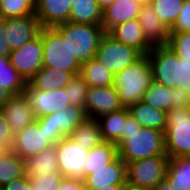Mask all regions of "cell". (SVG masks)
<instances>
[{
    "instance_id": "cell-25",
    "label": "cell",
    "mask_w": 190,
    "mask_h": 190,
    "mask_svg": "<svg viewBox=\"0 0 190 190\" xmlns=\"http://www.w3.org/2000/svg\"><path fill=\"white\" fill-rule=\"evenodd\" d=\"M103 141L120 146V137L126 120V107L96 118Z\"/></svg>"
},
{
    "instance_id": "cell-48",
    "label": "cell",
    "mask_w": 190,
    "mask_h": 190,
    "mask_svg": "<svg viewBox=\"0 0 190 190\" xmlns=\"http://www.w3.org/2000/svg\"><path fill=\"white\" fill-rule=\"evenodd\" d=\"M96 1L98 2L100 9L103 11L108 6L113 4L116 0H96Z\"/></svg>"
},
{
    "instance_id": "cell-32",
    "label": "cell",
    "mask_w": 190,
    "mask_h": 190,
    "mask_svg": "<svg viewBox=\"0 0 190 190\" xmlns=\"http://www.w3.org/2000/svg\"><path fill=\"white\" fill-rule=\"evenodd\" d=\"M26 82L12 67L10 57H0V87L11 95L22 94Z\"/></svg>"
},
{
    "instance_id": "cell-8",
    "label": "cell",
    "mask_w": 190,
    "mask_h": 190,
    "mask_svg": "<svg viewBox=\"0 0 190 190\" xmlns=\"http://www.w3.org/2000/svg\"><path fill=\"white\" fill-rule=\"evenodd\" d=\"M168 162V156H154L127 163V184L153 189L166 177Z\"/></svg>"
},
{
    "instance_id": "cell-34",
    "label": "cell",
    "mask_w": 190,
    "mask_h": 190,
    "mask_svg": "<svg viewBox=\"0 0 190 190\" xmlns=\"http://www.w3.org/2000/svg\"><path fill=\"white\" fill-rule=\"evenodd\" d=\"M184 1L185 0H153L151 6L162 24L170 30L182 10Z\"/></svg>"
},
{
    "instance_id": "cell-40",
    "label": "cell",
    "mask_w": 190,
    "mask_h": 190,
    "mask_svg": "<svg viewBox=\"0 0 190 190\" xmlns=\"http://www.w3.org/2000/svg\"><path fill=\"white\" fill-rule=\"evenodd\" d=\"M14 136L10 131L8 122L2 110H0V147L6 148L11 151Z\"/></svg>"
},
{
    "instance_id": "cell-33",
    "label": "cell",
    "mask_w": 190,
    "mask_h": 190,
    "mask_svg": "<svg viewBox=\"0 0 190 190\" xmlns=\"http://www.w3.org/2000/svg\"><path fill=\"white\" fill-rule=\"evenodd\" d=\"M142 101L153 108L168 112L173 105V88H167L153 80Z\"/></svg>"
},
{
    "instance_id": "cell-31",
    "label": "cell",
    "mask_w": 190,
    "mask_h": 190,
    "mask_svg": "<svg viewBox=\"0 0 190 190\" xmlns=\"http://www.w3.org/2000/svg\"><path fill=\"white\" fill-rule=\"evenodd\" d=\"M25 176V159L12 151H7L0 158V187Z\"/></svg>"
},
{
    "instance_id": "cell-26",
    "label": "cell",
    "mask_w": 190,
    "mask_h": 190,
    "mask_svg": "<svg viewBox=\"0 0 190 190\" xmlns=\"http://www.w3.org/2000/svg\"><path fill=\"white\" fill-rule=\"evenodd\" d=\"M118 156V147L111 142L103 141L101 144L88 150L84 165V179L105 165L112 162Z\"/></svg>"
},
{
    "instance_id": "cell-36",
    "label": "cell",
    "mask_w": 190,
    "mask_h": 190,
    "mask_svg": "<svg viewBox=\"0 0 190 190\" xmlns=\"http://www.w3.org/2000/svg\"><path fill=\"white\" fill-rule=\"evenodd\" d=\"M88 84L80 74L74 75L65 86V91L71 105H76L85 110Z\"/></svg>"
},
{
    "instance_id": "cell-20",
    "label": "cell",
    "mask_w": 190,
    "mask_h": 190,
    "mask_svg": "<svg viewBox=\"0 0 190 190\" xmlns=\"http://www.w3.org/2000/svg\"><path fill=\"white\" fill-rule=\"evenodd\" d=\"M137 20L146 40L152 46L167 45L169 30L162 24L151 5L141 6Z\"/></svg>"
},
{
    "instance_id": "cell-38",
    "label": "cell",
    "mask_w": 190,
    "mask_h": 190,
    "mask_svg": "<svg viewBox=\"0 0 190 190\" xmlns=\"http://www.w3.org/2000/svg\"><path fill=\"white\" fill-rule=\"evenodd\" d=\"M63 178L60 173L32 178L31 190H58Z\"/></svg>"
},
{
    "instance_id": "cell-13",
    "label": "cell",
    "mask_w": 190,
    "mask_h": 190,
    "mask_svg": "<svg viewBox=\"0 0 190 190\" xmlns=\"http://www.w3.org/2000/svg\"><path fill=\"white\" fill-rule=\"evenodd\" d=\"M51 146V136L34 120L14 136L11 151L26 159Z\"/></svg>"
},
{
    "instance_id": "cell-41",
    "label": "cell",
    "mask_w": 190,
    "mask_h": 190,
    "mask_svg": "<svg viewBox=\"0 0 190 190\" xmlns=\"http://www.w3.org/2000/svg\"><path fill=\"white\" fill-rule=\"evenodd\" d=\"M190 107V94L183 88H173V105L171 109Z\"/></svg>"
},
{
    "instance_id": "cell-17",
    "label": "cell",
    "mask_w": 190,
    "mask_h": 190,
    "mask_svg": "<svg viewBox=\"0 0 190 190\" xmlns=\"http://www.w3.org/2000/svg\"><path fill=\"white\" fill-rule=\"evenodd\" d=\"M86 189H100L104 186L126 185V163L117 156L112 162L103 168L95 170L85 179Z\"/></svg>"
},
{
    "instance_id": "cell-1",
    "label": "cell",
    "mask_w": 190,
    "mask_h": 190,
    "mask_svg": "<svg viewBox=\"0 0 190 190\" xmlns=\"http://www.w3.org/2000/svg\"><path fill=\"white\" fill-rule=\"evenodd\" d=\"M153 80L167 88H183L190 94V62L167 45L153 46L147 53Z\"/></svg>"
},
{
    "instance_id": "cell-47",
    "label": "cell",
    "mask_w": 190,
    "mask_h": 190,
    "mask_svg": "<svg viewBox=\"0 0 190 190\" xmlns=\"http://www.w3.org/2000/svg\"><path fill=\"white\" fill-rule=\"evenodd\" d=\"M152 190H173V189L171 188L170 182L166 178H164Z\"/></svg>"
},
{
    "instance_id": "cell-30",
    "label": "cell",
    "mask_w": 190,
    "mask_h": 190,
    "mask_svg": "<svg viewBox=\"0 0 190 190\" xmlns=\"http://www.w3.org/2000/svg\"><path fill=\"white\" fill-rule=\"evenodd\" d=\"M80 75L88 87H108L114 85V76L94 57L81 65Z\"/></svg>"
},
{
    "instance_id": "cell-2",
    "label": "cell",
    "mask_w": 190,
    "mask_h": 190,
    "mask_svg": "<svg viewBox=\"0 0 190 190\" xmlns=\"http://www.w3.org/2000/svg\"><path fill=\"white\" fill-rule=\"evenodd\" d=\"M153 81L151 65L147 55H142L137 61L114 76L120 102L123 107L143 100L146 90Z\"/></svg>"
},
{
    "instance_id": "cell-49",
    "label": "cell",
    "mask_w": 190,
    "mask_h": 190,
    "mask_svg": "<svg viewBox=\"0 0 190 190\" xmlns=\"http://www.w3.org/2000/svg\"><path fill=\"white\" fill-rule=\"evenodd\" d=\"M125 185H111V186H104L100 189H87V190H124Z\"/></svg>"
},
{
    "instance_id": "cell-28",
    "label": "cell",
    "mask_w": 190,
    "mask_h": 190,
    "mask_svg": "<svg viewBox=\"0 0 190 190\" xmlns=\"http://www.w3.org/2000/svg\"><path fill=\"white\" fill-rule=\"evenodd\" d=\"M165 178L173 190H190V156L169 158Z\"/></svg>"
},
{
    "instance_id": "cell-4",
    "label": "cell",
    "mask_w": 190,
    "mask_h": 190,
    "mask_svg": "<svg viewBox=\"0 0 190 190\" xmlns=\"http://www.w3.org/2000/svg\"><path fill=\"white\" fill-rule=\"evenodd\" d=\"M68 42L72 54L82 64L96 56L98 43L105 33L102 25L67 22L54 27Z\"/></svg>"
},
{
    "instance_id": "cell-19",
    "label": "cell",
    "mask_w": 190,
    "mask_h": 190,
    "mask_svg": "<svg viewBox=\"0 0 190 190\" xmlns=\"http://www.w3.org/2000/svg\"><path fill=\"white\" fill-rule=\"evenodd\" d=\"M118 42L131 46L142 55H147L152 49V45L146 40L143 29L137 18L117 24L108 32Z\"/></svg>"
},
{
    "instance_id": "cell-11",
    "label": "cell",
    "mask_w": 190,
    "mask_h": 190,
    "mask_svg": "<svg viewBox=\"0 0 190 190\" xmlns=\"http://www.w3.org/2000/svg\"><path fill=\"white\" fill-rule=\"evenodd\" d=\"M12 67L28 83L43 67V46L40 33L21 48L10 53Z\"/></svg>"
},
{
    "instance_id": "cell-21",
    "label": "cell",
    "mask_w": 190,
    "mask_h": 190,
    "mask_svg": "<svg viewBox=\"0 0 190 190\" xmlns=\"http://www.w3.org/2000/svg\"><path fill=\"white\" fill-rule=\"evenodd\" d=\"M141 5L135 0H116L103 10L102 26L108 32L117 24L137 18Z\"/></svg>"
},
{
    "instance_id": "cell-23",
    "label": "cell",
    "mask_w": 190,
    "mask_h": 190,
    "mask_svg": "<svg viewBox=\"0 0 190 190\" xmlns=\"http://www.w3.org/2000/svg\"><path fill=\"white\" fill-rule=\"evenodd\" d=\"M73 76L71 72L42 67L28 83L34 89L46 92L65 87Z\"/></svg>"
},
{
    "instance_id": "cell-24",
    "label": "cell",
    "mask_w": 190,
    "mask_h": 190,
    "mask_svg": "<svg viewBox=\"0 0 190 190\" xmlns=\"http://www.w3.org/2000/svg\"><path fill=\"white\" fill-rule=\"evenodd\" d=\"M128 110L142 127L165 132L167 112L153 108L144 101L130 105Z\"/></svg>"
},
{
    "instance_id": "cell-15",
    "label": "cell",
    "mask_w": 190,
    "mask_h": 190,
    "mask_svg": "<svg viewBox=\"0 0 190 190\" xmlns=\"http://www.w3.org/2000/svg\"><path fill=\"white\" fill-rule=\"evenodd\" d=\"M41 28L35 15L6 18L5 33L11 51L21 48L28 41L34 39L40 33Z\"/></svg>"
},
{
    "instance_id": "cell-10",
    "label": "cell",
    "mask_w": 190,
    "mask_h": 190,
    "mask_svg": "<svg viewBox=\"0 0 190 190\" xmlns=\"http://www.w3.org/2000/svg\"><path fill=\"white\" fill-rule=\"evenodd\" d=\"M55 146L59 173L64 178L84 180V165L88 150L69 136L61 138Z\"/></svg>"
},
{
    "instance_id": "cell-22",
    "label": "cell",
    "mask_w": 190,
    "mask_h": 190,
    "mask_svg": "<svg viewBox=\"0 0 190 190\" xmlns=\"http://www.w3.org/2000/svg\"><path fill=\"white\" fill-rule=\"evenodd\" d=\"M59 173L56 146L25 159V175L30 179Z\"/></svg>"
},
{
    "instance_id": "cell-50",
    "label": "cell",
    "mask_w": 190,
    "mask_h": 190,
    "mask_svg": "<svg viewBox=\"0 0 190 190\" xmlns=\"http://www.w3.org/2000/svg\"><path fill=\"white\" fill-rule=\"evenodd\" d=\"M124 190H152V189H148V188H137V187H133L129 184L125 185Z\"/></svg>"
},
{
    "instance_id": "cell-39",
    "label": "cell",
    "mask_w": 190,
    "mask_h": 190,
    "mask_svg": "<svg viewBox=\"0 0 190 190\" xmlns=\"http://www.w3.org/2000/svg\"><path fill=\"white\" fill-rule=\"evenodd\" d=\"M190 32V0H185L182 10L169 33Z\"/></svg>"
},
{
    "instance_id": "cell-9",
    "label": "cell",
    "mask_w": 190,
    "mask_h": 190,
    "mask_svg": "<svg viewBox=\"0 0 190 190\" xmlns=\"http://www.w3.org/2000/svg\"><path fill=\"white\" fill-rule=\"evenodd\" d=\"M86 118L83 108L70 104L61 111L35 118V120L51 136V144L55 145L61 138L69 136Z\"/></svg>"
},
{
    "instance_id": "cell-12",
    "label": "cell",
    "mask_w": 190,
    "mask_h": 190,
    "mask_svg": "<svg viewBox=\"0 0 190 190\" xmlns=\"http://www.w3.org/2000/svg\"><path fill=\"white\" fill-rule=\"evenodd\" d=\"M22 93L35 118L53 114L70 105L65 87L42 92L34 89L27 83Z\"/></svg>"
},
{
    "instance_id": "cell-14",
    "label": "cell",
    "mask_w": 190,
    "mask_h": 190,
    "mask_svg": "<svg viewBox=\"0 0 190 190\" xmlns=\"http://www.w3.org/2000/svg\"><path fill=\"white\" fill-rule=\"evenodd\" d=\"M123 105L120 102L116 88L88 87L85 103V114L87 118L96 119L101 115L121 110Z\"/></svg>"
},
{
    "instance_id": "cell-42",
    "label": "cell",
    "mask_w": 190,
    "mask_h": 190,
    "mask_svg": "<svg viewBox=\"0 0 190 190\" xmlns=\"http://www.w3.org/2000/svg\"><path fill=\"white\" fill-rule=\"evenodd\" d=\"M2 190H31L30 178L23 176L2 186Z\"/></svg>"
},
{
    "instance_id": "cell-16",
    "label": "cell",
    "mask_w": 190,
    "mask_h": 190,
    "mask_svg": "<svg viewBox=\"0 0 190 190\" xmlns=\"http://www.w3.org/2000/svg\"><path fill=\"white\" fill-rule=\"evenodd\" d=\"M72 0H35V16L42 28L69 22Z\"/></svg>"
},
{
    "instance_id": "cell-3",
    "label": "cell",
    "mask_w": 190,
    "mask_h": 190,
    "mask_svg": "<svg viewBox=\"0 0 190 190\" xmlns=\"http://www.w3.org/2000/svg\"><path fill=\"white\" fill-rule=\"evenodd\" d=\"M118 156L127 164L154 156H167L164 146V132L141 127L132 134H121Z\"/></svg>"
},
{
    "instance_id": "cell-52",
    "label": "cell",
    "mask_w": 190,
    "mask_h": 190,
    "mask_svg": "<svg viewBox=\"0 0 190 190\" xmlns=\"http://www.w3.org/2000/svg\"><path fill=\"white\" fill-rule=\"evenodd\" d=\"M8 150L4 147H0V158L7 152Z\"/></svg>"
},
{
    "instance_id": "cell-5",
    "label": "cell",
    "mask_w": 190,
    "mask_h": 190,
    "mask_svg": "<svg viewBox=\"0 0 190 190\" xmlns=\"http://www.w3.org/2000/svg\"><path fill=\"white\" fill-rule=\"evenodd\" d=\"M166 118V155L168 158L190 156V107L170 109Z\"/></svg>"
},
{
    "instance_id": "cell-44",
    "label": "cell",
    "mask_w": 190,
    "mask_h": 190,
    "mask_svg": "<svg viewBox=\"0 0 190 190\" xmlns=\"http://www.w3.org/2000/svg\"><path fill=\"white\" fill-rule=\"evenodd\" d=\"M5 33V19L0 18V57H9L11 53V49L7 44Z\"/></svg>"
},
{
    "instance_id": "cell-43",
    "label": "cell",
    "mask_w": 190,
    "mask_h": 190,
    "mask_svg": "<svg viewBox=\"0 0 190 190\" xmlns=\"http://www.w3.org/2000/svg\"><path fill=\"white\" fill-rule=\"evenodd\" d=\"M58 190H87L82 179L63 178Z\"/></svg>"
},
{
    "instance_id": "cell-18",
    "label": "cell",
    "mask_w": 190,
    "mask_h": 190,
    "mask_svg": "<svg viewBox=\"0 0 190 190\" xmlns=\"http://www.w3.org/2000/svg\"><path fill=\"white\" fill-rule=\"evenodd\" d=\"M2 111L13 136L35 120L32 109L28 105L23 93L12 95L3 105Z\"/></svg>"
},
{
    "instance_id": "cell-51",
    "label": "cell",
    "mask_w": 190,
    "mask_h": 190,
    "mask_svg": "<svg viewBox=\"0 0 190 190\" xmlns=\"http://www.w3.org/2000/svg\"><path fill=\"white\" fill-rule=\"evenodd\" d=\"M137 3H139L141 6L151 5L153 0H135Z\"/></svg>"
},
{
    "instance_id": "cell-27",
    "label": "cell",
    "mask_w": 190,
    "mask_h": 190,
    "mask_svg": "<svg viewBox=\"0 0 190 190\" xmlns=\"http://www.w3.org/2000/svg\"><path fill=\"white\" fill-rule=\"evenodd\" d=\"M102 13L96 0H72L69 22L102 25Z\"/></svg>"
},
{
    "instance_id": "cell-45",
    "label": "cell",
    "mask_w": 190,
    "mask_h": 190,
    "mask_svg": "<svg viewBox=\"0 0 190 190\" xmlns=\"http://www.w3.org/2000/svg\"><path fill=\"white\" fill-rule=\"evenodd\" d=\"M141 127L142 126L129 113L128 107H126V120L124 122V130H122V134H132L135 131H139Z\"/></svg>"
},
{
    "instance_id": "cell-35",
    "label": "cell",
    "mask_w": 190,
    "mask_h": 190,
    "mask_svg": "<svg viewBox=\"0 0 190 190\" xmlns=\"http://www.w3.org/2000/svg\"><path fill=\"white\" fill-rule=\"evenodd\" d=\"M35 15V0H0V18Z\"/></svg>"
},
{
    "instance_id": "cell-46",
    "label": "cell",
    "mask_w": 190,
    "mask_h": 190,
    "mask_svg": "<svg viewBox=\"0 0 190 190\" xmlns=\"http://www.w3.org/2000/svg\"><path fill=\"white\" fill-rule=\"evenodd\" d=\"M11 96L12 95L8 91L0 87V110H2L3 105L10 99Z\"/></svg>"
},
{
    "instance_id": "cell-6",
    "label": "cell",
    "mask_w": 190,
    "mask_h": 190,
    "mask_svg": "<svg viewBox=\"0 0 190 190\" xmlns=\"http://www.w3.org/2000/svg\"><path fill=\"white\" fill-rule=\"evenodd\" d=\"M43 67L57 68L73 75L80 74L81 63L72 54L67 41L55 28H41Z\"/></svg>"
},
{
    "instance_id": "cell-7",
    "label": "cell",
    "mask_w": 190,
    "mask_h": 190,
    "mask_svg": "<svg viewBox=\"0 0 190 190\" xmlns=\"http://www.w3.org/2000/svg\"><path fill=\"white\" fill-rule=\"evenodd\" d=\"M141 56L142 54L138 50L118 42L105 32L99 40L95 58L115 76Z\"/></svg>"
},
{
    "instance_id": "cell-37",
    "label": "cell",
    "mask_w": 190,
    "mask_h": 190,
    "mask_svg": "<svg viewBox=\"0 0 190 190\" xmlns=\"http://www.w3.org/2000/svg\"><path fill=\"white\" fill-rule=\"evenodd\" d=\"M167 46L190 62V32L169 33Z\"/></svg>"
},
{
    "instance_id": "cell-29",
    "label": "cell",
    "mask_w": 190,
    "mask_h": 190,
    "mask_svg": "<svg viewBox=\"0 0 190 190\" xmlns=\"http://www.w3.org/2000/svg\"><path fill=\"white\" fill-rule=\"evenodd\" d=\"M69 137L86 150H91L103 142L99 124L96 119L86 118Z\"/></svg>"
}]
</instances>
